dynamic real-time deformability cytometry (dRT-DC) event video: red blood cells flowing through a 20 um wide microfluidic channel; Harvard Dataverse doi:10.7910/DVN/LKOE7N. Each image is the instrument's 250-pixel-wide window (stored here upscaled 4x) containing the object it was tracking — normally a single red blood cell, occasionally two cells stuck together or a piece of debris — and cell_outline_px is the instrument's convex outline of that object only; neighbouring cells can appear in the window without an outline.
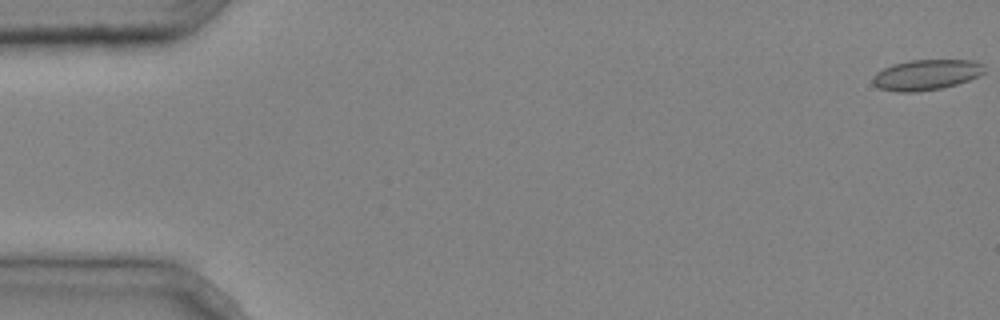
{"species": "common noctule bat (a hibernating species)", "species_latin": "Nyctalus noctula", "temperature_condition": "cold", "stored_images_in_passage": 5, "camera_frame_rate_fps": 3000, "um_per_image_px": 0.085, "animal": {"sex": "male", "body_mass_g": 20.4}, "frame": {"image": 1, "passage_image": 1, "time_ms": 0.0, "image_size_px": [1000, 320], "cell_outline_px": [[984, 72], [980, 76], [956, 84], [940, 88], [916, 92], [896, 92], [880, 88], [872, 84], [872, 76], [876, 72], [892, 64], [912, 60], [972, 60], [984, 64]], "centroid_in_image_um": [78.71, 6.35], "position_along_channel_um": 6.3, "area_um2": 19.88}}